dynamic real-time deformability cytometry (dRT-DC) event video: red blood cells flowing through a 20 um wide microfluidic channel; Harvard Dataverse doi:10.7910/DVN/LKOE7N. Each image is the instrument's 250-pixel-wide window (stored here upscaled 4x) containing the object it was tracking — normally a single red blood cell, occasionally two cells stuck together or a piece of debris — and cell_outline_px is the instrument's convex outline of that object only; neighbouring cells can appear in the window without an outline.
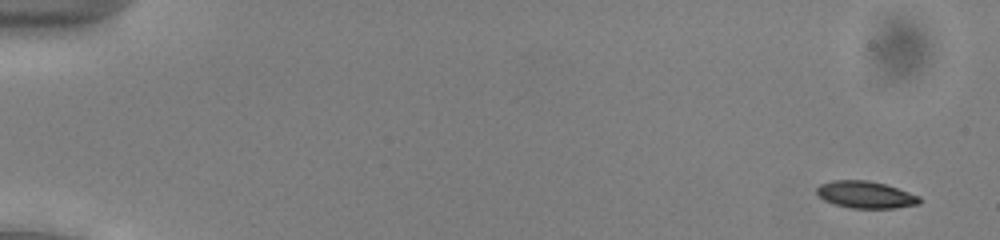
{"species": "common noctule bat (a hibernating species)", "species_latin": "Nyctalus noctula", "temperature_condition": "cold", "stored_images_in_passage": 54, "camera_frame_rate_fps": 3000, "um_per_image_px": 0.085, "animal": {"sex": "male", "body_mass_g": 13.0, "forearm_length_mm": 53.1}, "frame": {"image": 1, "passage_image": 3, "time_ms": 0.667, "image_size_px": [1000, 240], "cell_outline_px": [[920, 204], [896, 208], [852, 208], [832, 204], [824, 200], [816, 192], [816, 188], [820, 184], [832, 180], [868, 180], [884, 184], [920, 196]], "centroid_in_image_um": [73.55, 16.55], "position_along_channel_um": 11.4, "area_um2": 16.18}}
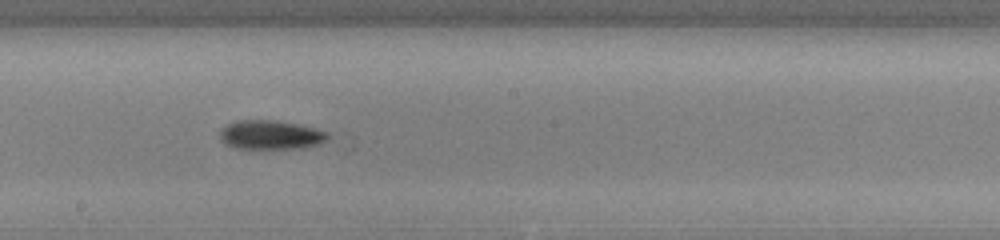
{"frame": {"image": 2, "passage_image": 31, "time_ms": 10.0, "image_size_px": [1000, 240], "cell_outline_px": [[328, 140], [324, 144], [304, 148], [236, 148], [224, 144], [220, 140], [220, 132], [228, 124], [236, 120], [272, 120], [296, 124], [316, 128], [328, 132]], "centroid_in_image_um": [23.05, 11.47], "position_along_channel_um": 225.1, "area_um2": 18.38}}
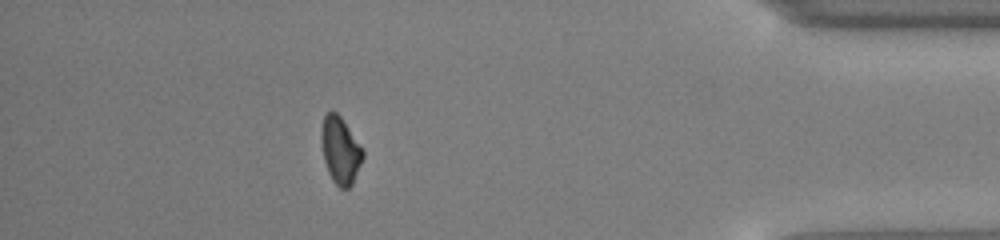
{"frame": {"image": 3, "passage_image": 48, "time_ms": 15.667, "image_size_px": [1000, 240], "cell_outline_px": [[364, 156], [352, 184], [348, 188], [340, 188], [332, 180], [328, 172], [324, 160], [320, 140], [320, 128], [324, 116], [332, 108], [340, 116], [364, 148]], "centroid_in_image_um": [28.92, 12.74], "position_along_channel_um": 406.3, "area_um2": 16.47}, "authors_computed_cell_mechanics": {"area_um2": 17.051, "velocity_mm_per_s": 3.9252, "shape_relaxation_time_tau1_ms": 6.7279, "shape_relaxation_time_tau2_ms": null, "deformation_change_tau1": 0.1379, "deformation_change_tau2": null}}